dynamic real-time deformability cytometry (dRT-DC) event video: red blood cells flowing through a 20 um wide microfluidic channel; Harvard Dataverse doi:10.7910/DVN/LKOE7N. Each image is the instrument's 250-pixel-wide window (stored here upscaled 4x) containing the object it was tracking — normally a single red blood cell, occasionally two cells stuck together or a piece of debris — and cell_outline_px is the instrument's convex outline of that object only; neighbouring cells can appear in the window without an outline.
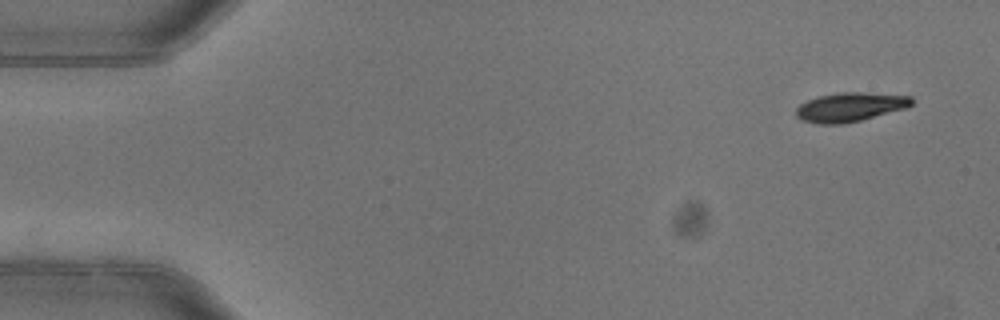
{"species": "common noctule bat (a hibernating species)", "species_latin": "Nyctalus noctula", "temperature_condition": "warm", "stored_images_in_passage": 5, "camera_frame_rate_fps": 3000, "um_per_image_px": 0.085, "animal": {"sex": "female"}, "frame": {"image": 1, "passage_image": 1, "time_ms": 0.0, "image_size_px": [1000, 320], "cell_outline_px": [[912, 104], [904, 108], [860, 120], [844, 124], [820, 124], [800, 120], [796, 116], [796, 108], [800, 104], [808, 100], [820, 96], [840, 92], [860, 92], [912, 96]], "centroid_in_image_um": [72.21, 9.1], "position_along_channel_um": 12.8, "area_um2": 19.36}}
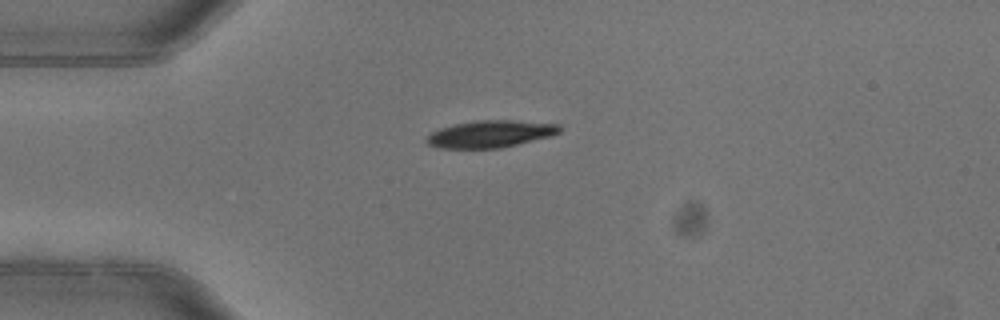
{"frame": {"image": 2, "passage_image": 4, "time_ms": 1.0, "image_size_px": [1000, 320], "cell_outline_px": [[560, 132], [552, 136], [500, 148], [440, 148], [428, 144], [424, 140], [432, 132], [440, 128], [456, 124], [476, 120], [512, 120], [560, 124]], "centroid_in_image_um": [41.7, 11.38], "position_along_channel_um": 43.3, "area_um2": 20.92}}